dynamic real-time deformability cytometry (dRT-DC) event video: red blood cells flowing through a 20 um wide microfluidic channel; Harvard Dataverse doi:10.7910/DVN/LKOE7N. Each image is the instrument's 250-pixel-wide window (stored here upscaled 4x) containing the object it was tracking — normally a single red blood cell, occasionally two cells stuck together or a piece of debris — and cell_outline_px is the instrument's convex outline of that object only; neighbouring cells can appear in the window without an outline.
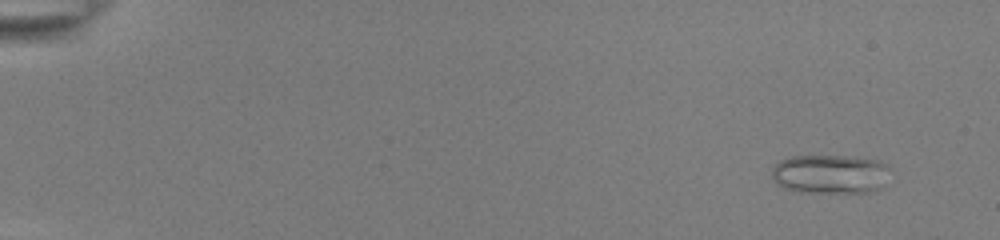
{"species": "common noctule bat (a hibernating species)", "species_latin": "Nyctalus noctula", "temperature_condition": "room temperature", "stored_images_in_passage": 46, "camera_frame_rate_fps": 3000, "um_per_image_px": 0.085, "animal": {"sex": "female", "body_mass_g": 22.0, "forearm_length_mm": 56.7}, "frame": {"image": 1, "passage_image": 1, "time_ms": 0.0, "image_size_px": [1000, 240], "cell_outline_px": [[892, 168], [884, 188], [868, 192], [800, 192], [784, 188], [776, 184], [772, 176], [772, 168], [780, 160], [792, 156], [844, 156], [880, 160]], "centroid_in_image_um": [70.62, 14.8], "position_along_channel_um": 14.4, "area_um2": 27.4}}
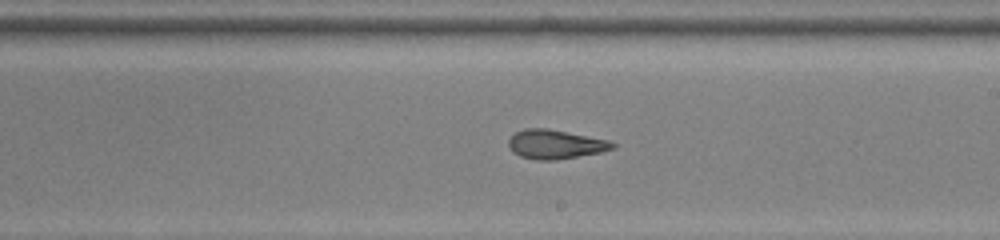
{"frame": {"image": 2, "passage_image": 30, "time_ms": 9.667, "image_size_px": [1000, 240], "cell_outline_px": [[616, 148], [600, 152], [556, 160], [536, 160], [520, 156], [512, 152], [508, 144], [508, 140], [516, 132], [524, 128], [548, 128], [608, 140], [616, 144]], "centroid_in_image_um": [47.19, 12.26], "position_along_channel_um": 241.8, "area_um2": 17.63}}
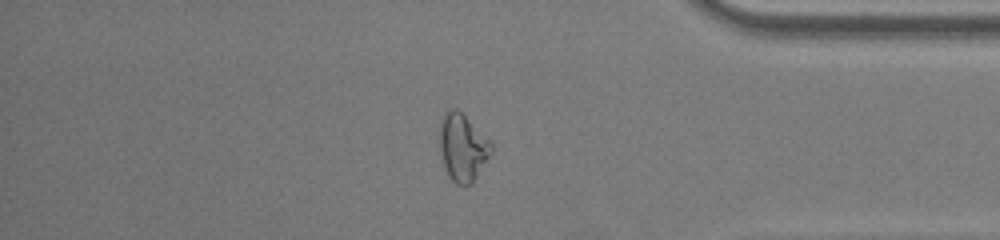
{"frame": {"image": 3, "passage_image": 43, "time_ms": 14.0, "image_size_px": [1000, 240], "cell_outline_px": [[492, 152], [472, 184], [456, 184], [448, 176], [444, 168], [440, 148], [440, 124], [444, 112], [448, 108], [456, 108], [492, 144]], "centroid_in_image_um": [39.3, 12.55], "position_along_channel_um": 395.9, "area_um2": 19.88}}